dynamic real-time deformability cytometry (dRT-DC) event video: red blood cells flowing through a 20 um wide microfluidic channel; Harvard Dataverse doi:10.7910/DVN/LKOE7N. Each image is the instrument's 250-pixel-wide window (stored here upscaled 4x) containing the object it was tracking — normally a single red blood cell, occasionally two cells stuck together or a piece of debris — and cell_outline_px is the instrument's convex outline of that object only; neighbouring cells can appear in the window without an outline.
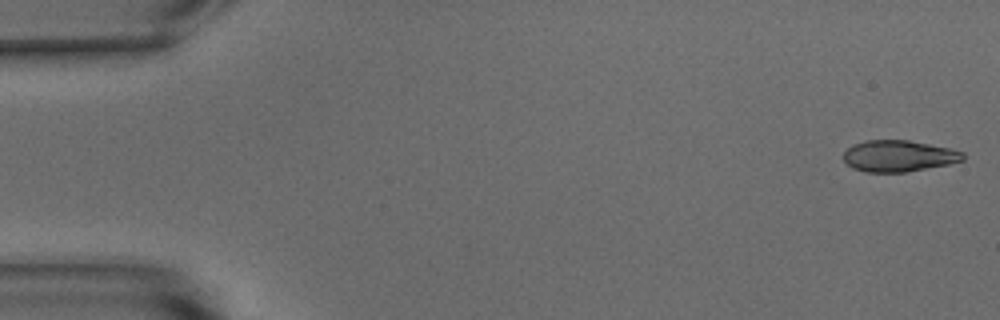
{"species": "common noctule bat (a hibernating species)", "species_latin": "Nyctalus noctula", "temperature_condition": "warm", "stored_images_in_passage": 52, "camera_frame_rate_fps": 3000, "um_per_image_px": 0.085, "animal": {"sex": "male", "body_mass_g": 15.6}, "frame": {"image": 1, "passage_image": 1, "time_ms": 0.0, "image_size_px": [1000, 320], "cell_outline_px": [[964, 160], [948, 164], [904, 172], [864, 172], [852, 168], [844, 160], [844, 152], [852, 144], [864, 140], [908, 140], [948, 148], [964, 152]], "centroid_in_image_um": [76.35, 13.25], "position_along_channel_um": 8.6, "area_um2": 21.73}}
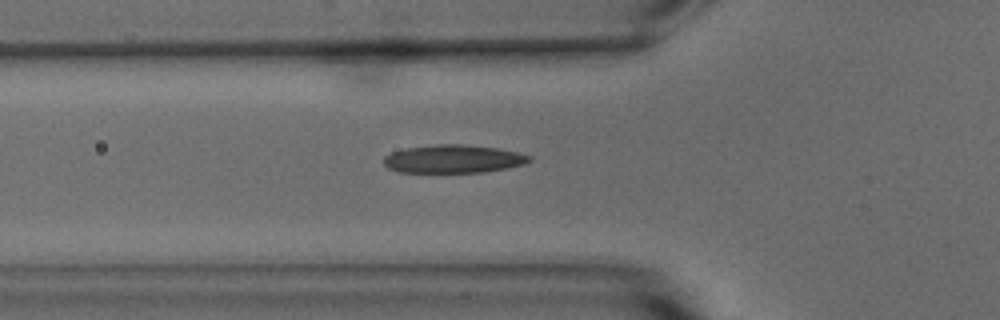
{"frame": {"image": 2, "passage_image": 18, "time_ms": 5.667, "image_size_px": [1000, 320], "cell_outline_px": [[532, 160], [524, 164], [484, 172], [396, 172], [388, 168], [384, 164], [384, 156], [392, 152], [404, 148], [436, 144], [464, 144], [496, 148], [516, 152], [532, 156]], "centroid_in_image_um": [38.5, 13.5], "position_along_channel_um": 87.3, "area_um2": 23.87}}
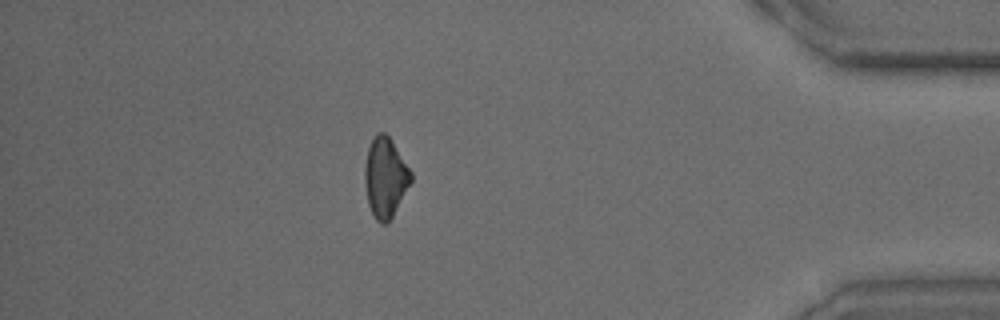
{"frame": {"image": 3, "passage_image": 46, "time_ms": 15.0, "image_size_px": [1000, 320], "cell_outline_px": [[412, 180], [392, 216], [384, 224], [380, 224], [376, 220], [368, 204], [364, 180], [364, 168], [368, 148], [376, 132], [384, 132], [388, 136], [412, 172]], "centroid_in_image_um": [32.73, 15.08], "position_along_channel_um": 402.5, "area_um2": 21.15}, "authors_computed_cell_mechanics": {"area_um2": 22.831, "velocity_mm_per_s": 3.8146, "shape_relaxation_time_tau1_ms": 5.1852, "shape_relaxation_time_tau2_ms": 4.548, "deformation_change_tau1": 0.1687, "deformation_change_tau2": 0.1352}}